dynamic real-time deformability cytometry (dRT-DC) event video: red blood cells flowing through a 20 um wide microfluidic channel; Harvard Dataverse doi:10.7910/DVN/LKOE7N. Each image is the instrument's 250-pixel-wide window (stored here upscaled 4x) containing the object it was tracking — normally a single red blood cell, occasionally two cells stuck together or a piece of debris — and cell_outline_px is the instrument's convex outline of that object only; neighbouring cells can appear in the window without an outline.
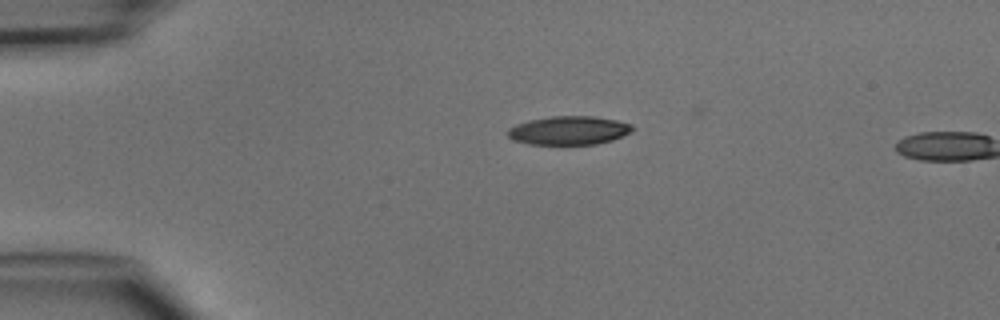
{"species": "common noctule bat (a hibernating species)", "species_latin": "Nyctalus noctula", "temperature_condition": "cold", "stored_images_in_passage": 2, "camera_frame_rate_fps": 3000, "um_per_image_px": 0.085, "animal": {"sex": "male", "body_mass_g": 15.6}, "frame": {"image": 1, "passage_image": 1, "time_ms": 0.0, "image_size_px": [1000, 320], "cell_outline_px": [[636, 128], [632, 132], [612, 140], [596, 144], [528, 144], [512, 140], [508, 136], [508, 128], [516, 124], [528, 120], [552, 116], [592, 116], [616, 120], [632, 124]], "centroid_in_image_um": [48.36, 11.08], "position_along_channel_um": 36.6, "area_um2": 20.92}}